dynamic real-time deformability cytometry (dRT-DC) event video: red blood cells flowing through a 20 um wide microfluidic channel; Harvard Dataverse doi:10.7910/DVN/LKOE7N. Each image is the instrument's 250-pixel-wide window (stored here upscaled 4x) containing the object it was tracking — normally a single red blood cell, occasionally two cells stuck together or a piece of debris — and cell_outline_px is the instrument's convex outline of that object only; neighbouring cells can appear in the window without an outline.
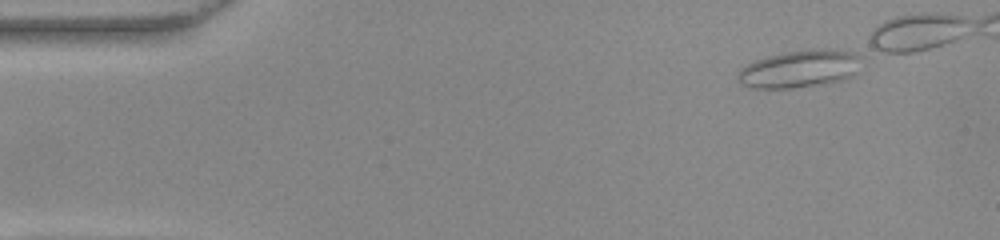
{"species": "common noctule bat (a hibernating species)", "species_latin": "Nyctalus noctula", "temperature_condition": "warm", "stored_images_in_passage": 38, "camera_frame_rate_fps": 3000, "um_per_image_px": 0.085, "animal": {"sex": "female", "body_mass_g": 22.0, "forearm_length_mm": 56.7}, "frame": {"image": 1, "passage_image": 1, "time_ms": 0.0, "image_size_px": [1000, 240], "cell_outline_px": [[860, 56], [852, 76], [844, 80], [792, 88], [752, 88], [740, 84], [740, 68], [756, 60], [768, 56], [784, 52], [812, 48], [840, 48], [852, 52]], "centroid_in_image_um": [67.98, 5.83], "position_along_channel_um": 17.0, "area_um2": 26.82}}
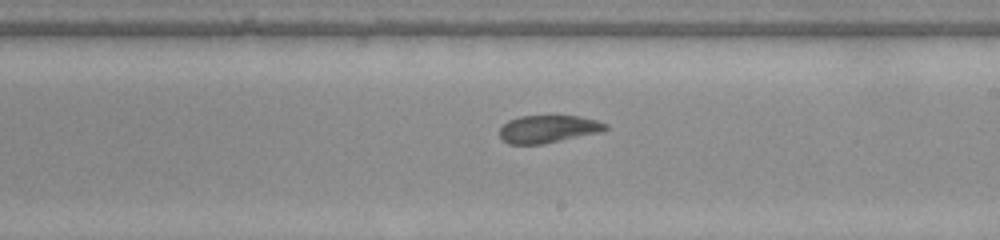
{"frame": {"image": 2, "passage_image": 26, "time_ms": 8.333, "image_size_px": [1000, 240], "cell_outline_px": [[608, 128], [600, 132], [544, 144], [508, 144], [500, 136], [500, 128], [508, 120], [520, 116], [580, 116], [596, 120], [608, 124]], "centroid_in_image_um": [46.6, 10.96], "position_along_channel_um": 242.4, "area_um2": 16.99}}
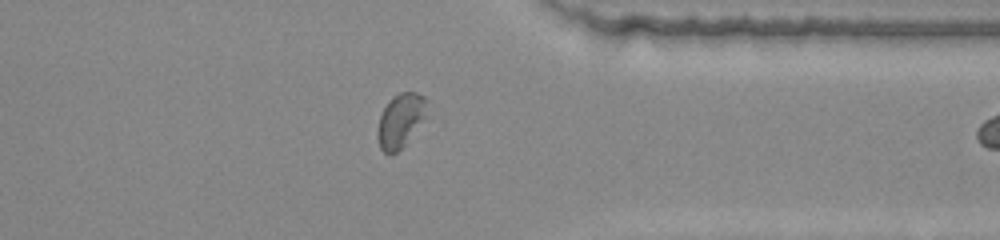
{"frame": {"image": 3, "passage_image": 37, "time_ms": 12.0, "image_size_px": [1000, 240], "cell_outline_px": [[428, 100], [424, 116], [404, 144], [392, 156], [388, 156], [380, 148], [380, 116], [388, 100], [392, 96], [400, 92], [416, 92], [424, 96]], "centroid_in_image_um": [34.05, 10.19], "position_along_channel_um": 377.4, "area_um2": 14.8}}